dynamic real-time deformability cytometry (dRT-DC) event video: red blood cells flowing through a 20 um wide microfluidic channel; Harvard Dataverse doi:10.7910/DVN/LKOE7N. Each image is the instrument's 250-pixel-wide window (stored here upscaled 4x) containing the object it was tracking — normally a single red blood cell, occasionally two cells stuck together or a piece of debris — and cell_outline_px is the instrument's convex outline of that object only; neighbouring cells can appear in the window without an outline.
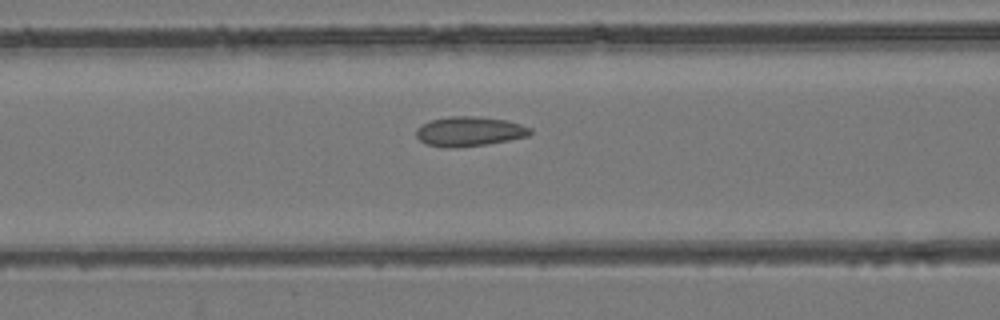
{"species": "common noctule bat (a hibernating species)", "species_latin": "Nyctalus noctula", "temperature_condition": "room temperature", "stored_images_in_passage": 54, "camera_frame_rate_fps": 3000, "um_per_image_px": 0.085, "animal": {"sex": "female", "body_mass_g": 24.6, "forearm_length_mm": 56.2}, "frame": {"image": 1, "passage_image": 23, "time_ms": 7.333, "image_size_px": [1000, 320], "cell_outline_px": [[532, 132], [528, 136], [488, 144], [452, 148], [448, 148], [424, 144], [416, 136], [416, 128], [432, 120], [448, 116], [476, 116], [508, 120], [532, 128]], "centroid_in_image_um": [39.9, 11.17], "position_along_channel_um": 126.7, "area_um2": 19.77}}
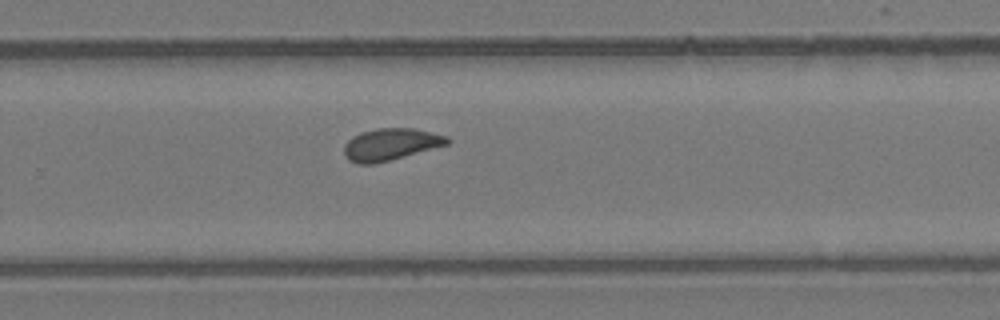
{"frame": {"image": 2, "passage_image": 36, "time_ms": 11.667, "image_size_px": [1000, 320], "cell_outline_px": [[452, 140], [448, 144], [388, 160], [372, 164], [360, 164], [348, 160], [344, 156], [344, 144], [352, 136], [360, 132], [380, 128], [416, 128], [448, 136]], "centroid_in_image_um": [33.19, 12.25], "position_along_channel_um": 296.6, "area_um2": 19.13}}
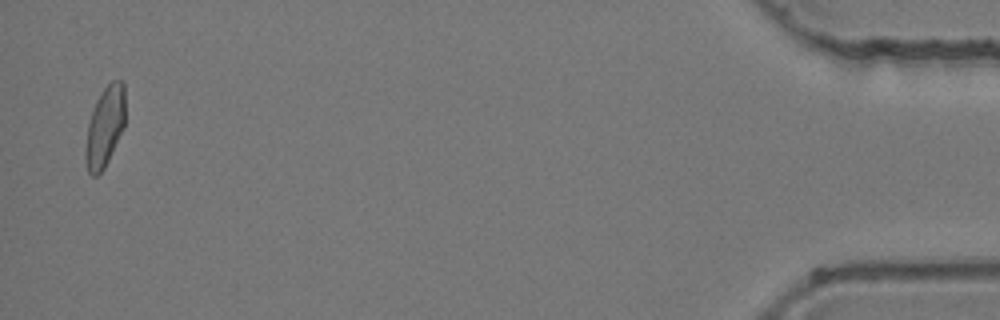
{"frame": {"image": 3, "passage_image": 53, "time_ms": 17.333, "image_size_px": [1000, 320], "cell_outline_px": [[124, 128], [104, 168], [96, 176], [92, 176], [88, 172], [84, 156], [84, 152], [88, 124], [96, 100], [104, 88], [112, 80], [124, 80]], "centroid_in_image_um": [8.91, 10.77], "position_along_channel_um": 426.3, "area_um2": 18.5}, "authors_computed_cell_mechanics": {"area_um2": 19.074, "velocity_mm_per_s": 3.9346, "shape_relaxation_time_tau1_ms": null, "shape_relaxation_time_tau2_ms": 1.4827, "deformation_change_tau1": null, "deformation_change_tau2": 0.0907}}